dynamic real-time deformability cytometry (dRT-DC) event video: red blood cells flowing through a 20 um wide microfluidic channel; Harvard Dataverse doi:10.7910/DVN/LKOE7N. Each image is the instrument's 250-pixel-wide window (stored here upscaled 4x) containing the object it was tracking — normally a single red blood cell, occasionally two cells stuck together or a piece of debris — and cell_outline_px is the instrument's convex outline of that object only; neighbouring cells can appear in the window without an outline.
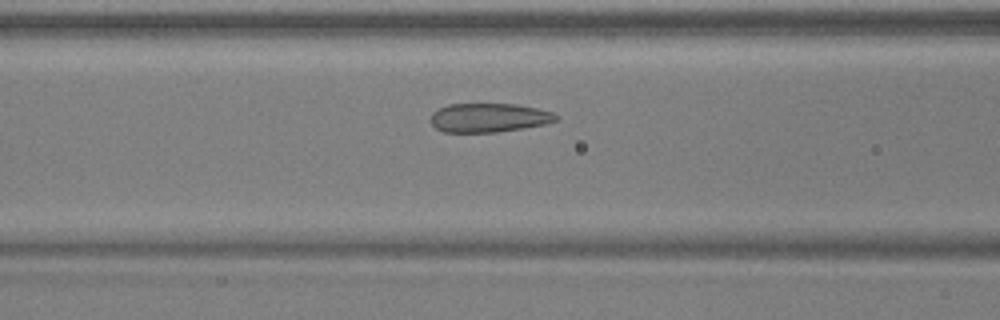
{"species": "common noctule bat (a hibernating species)", "species_latin": "Nyctalus noctula", "temperature_condition": "warm", "stored_images_in_passage": 47, "camera_frame_rate_fps": 3000, "um_per_image_px": 0.085, "animal": {"sex": "male", "body_mass_g": 17.9, "forearm_length_mm": 54.2}, "frame": {"image": 1, "passage_image": 17, "time_ms": 5.333, "image_size_px": [1000, 320], "cell_outline_px": [[560, 116], [556, 120], [544, 124], [524, 128], [496, 132], [444, 132], [436, 128], [432, 124], [432, 112], [448, 104], [516, 104], [556, 112]], "centroid_in_image_um": [41.59, 10.0], "position_along_channel_um": 125.0, "area_um2": 21.15}}
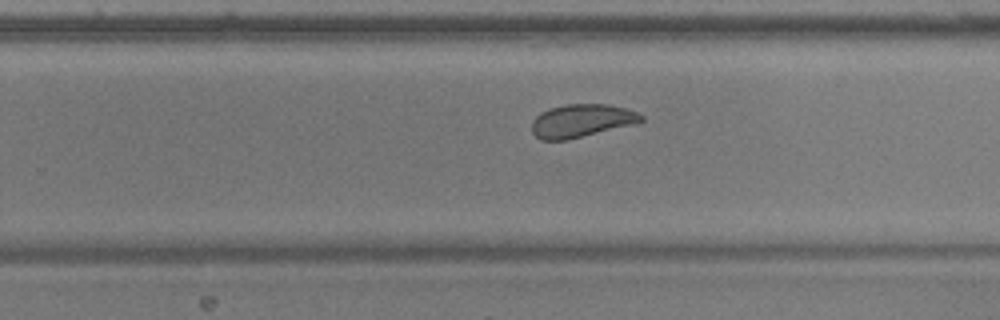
{"frame": {"image": 2, "passage_image": 29, "time_ms": 9.333, "image_size_px": [1000, 320], "cell_outline_px": [[644, 120], [568, 140], [540, 140], [532, 132], [532, 120], [540, 112], [548, 108], [564, 104], [608, 104], [624, 108], [636, 112], [644, 116]], "centroid_in_image_um": [49.34, 10.25], "position_along_channel_um": 280.5, "area_um2": 20.81}}
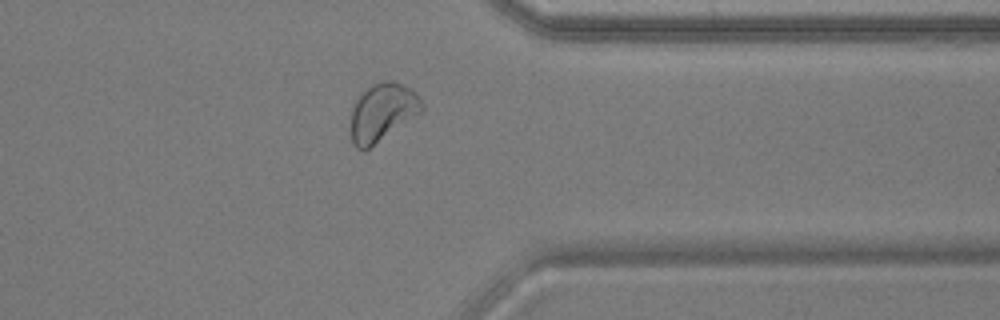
{"frame": {"image": 3, "passage_image": 37, "time_ms": 12.0, "image_size_px": [1000, 320], "cell_outline_px": [[424, 112], [368, 148], [356, 148], [352, 144], [348, 128], [352, 104], [360, 92], [372, 84], [384, 80], [392, 80], [404, 84], [412, 88], [420, 96], [424, 104]], "centroid_in_image_um": [32.49, 9.51], "position_along_channel_um": 378.9, "area_um2": 24.91}, "authors_computed_cell_mechanics": {"area_um2": 23.5246, "velocity_mm_per_s": 3.8992, "shape_relaxation_time_tau1_ms": 6.0054, "shape_relaxation_time_tau2_ms": null, "deformation_change_tau1": 0.1527, "deformation_change_tau2": null}}